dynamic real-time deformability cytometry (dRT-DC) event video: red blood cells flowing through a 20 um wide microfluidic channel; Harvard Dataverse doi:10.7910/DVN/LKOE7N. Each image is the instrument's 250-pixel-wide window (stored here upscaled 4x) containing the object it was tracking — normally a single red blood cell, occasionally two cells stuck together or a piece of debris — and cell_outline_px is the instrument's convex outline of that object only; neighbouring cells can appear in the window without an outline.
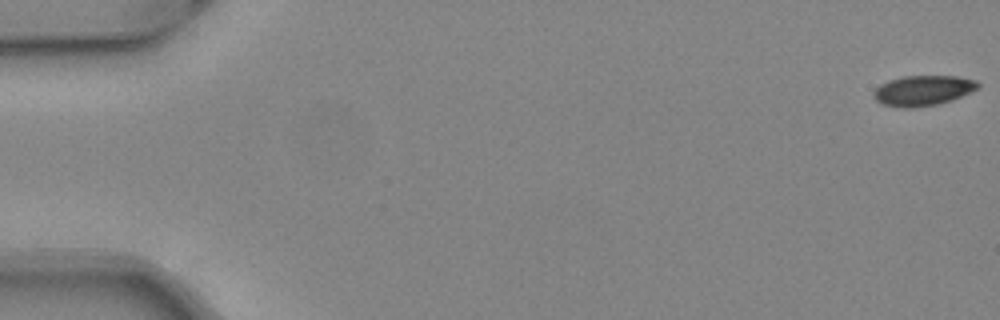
{"species": "common noctule bat (a hibernating species)", "species_latin": "Nyctalus noctula", "temperature_condition": "warm", "stored_images_in_passage": 51, "camera_frame_rate_fps": 3000, "um_per_image_px": 0.085, "animal": {"sex": "female", "body_mass_g": 24.6, "forearm_length_mm": 56.2}, "frame": {"image": 1, "passage_image": 1, "time_ms": 0.0, "image_size_px": [1000, 320], "cell_outline_px": [[980, 88], [972, 92], [952, 100], [936, 104], [912, 108], [904, 108], [880, 104], [872, 96], [872, 92], [880, 84], [888, 80], [904, 76], [956, 76], [976, 80], [980, 84]], "centroid_in_image_um": [78.44, 7.69], "position_along_channel_um": 6.6, "area_um2": 18.61}}
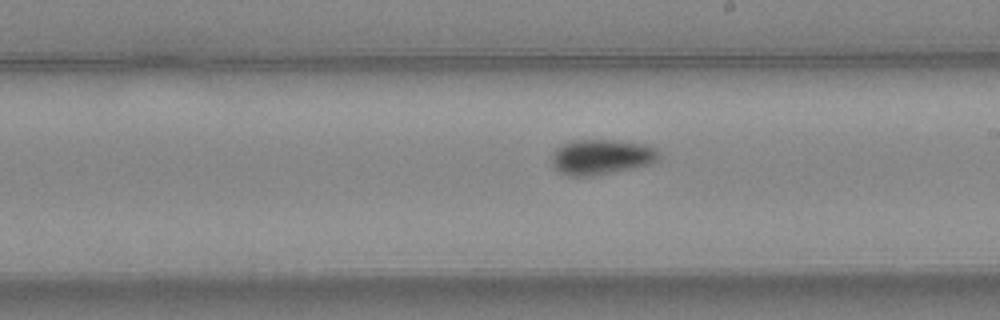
{"frame": {"image": 2, "passage_image": 30, "time_ms": 9.667, "image_size_px": [1000, 320], "cell_outline_px": [[660, 156], [656, 160], [648, 164], [632, 168], [596, 176], [568, 176], [556, 172], [552, 168], [552, 152], [560, 144], [572, 140], [616, 140], [644, 144], [656, 148], [660, 152]], "centroid_in_image_um": [51.05, 13.34], "position_along_channel_um": 238.0, "area_um2": 22.37}}
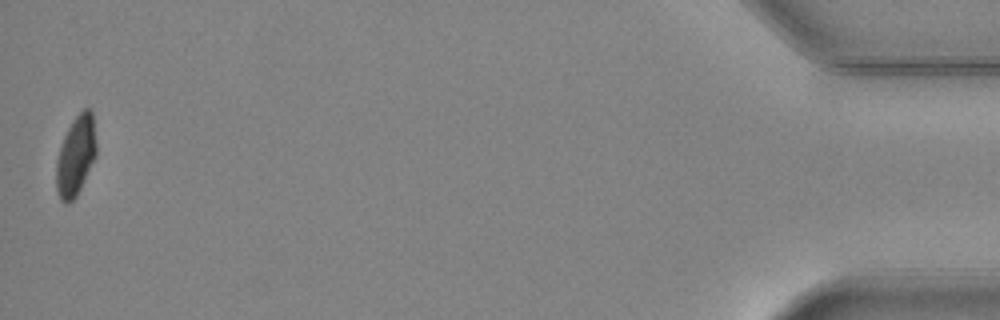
{"frame": {"image": 3, "passage_image": 51, "time_ms": 16.667, "image_size_px": [1000, 320], "cell_outline_px": [[96, 156], [76, 196], [68, 204], [64, 204], [60, 200], [56, 188], [56, 160], [64, 136], [72, 120], [84, 108], [88, 108], [92, 112], [96, 144]], "centroid_in_image_um": [6.43, 13.26], "position_along_channel_um": 428.8, "area_um2": 18.5}, "authors_computed_cell_mechanics": {"area_um2": 19.5942, "velocity_mm_per_s": 4.088, "shape_relaxation_time_tau1_ms": 7.3511, "shape_relaxation_time_tau2_ms": 3.7086, "deformation_change_tau1": 0.1634, "deformation_change_tau2": 0.0662}}